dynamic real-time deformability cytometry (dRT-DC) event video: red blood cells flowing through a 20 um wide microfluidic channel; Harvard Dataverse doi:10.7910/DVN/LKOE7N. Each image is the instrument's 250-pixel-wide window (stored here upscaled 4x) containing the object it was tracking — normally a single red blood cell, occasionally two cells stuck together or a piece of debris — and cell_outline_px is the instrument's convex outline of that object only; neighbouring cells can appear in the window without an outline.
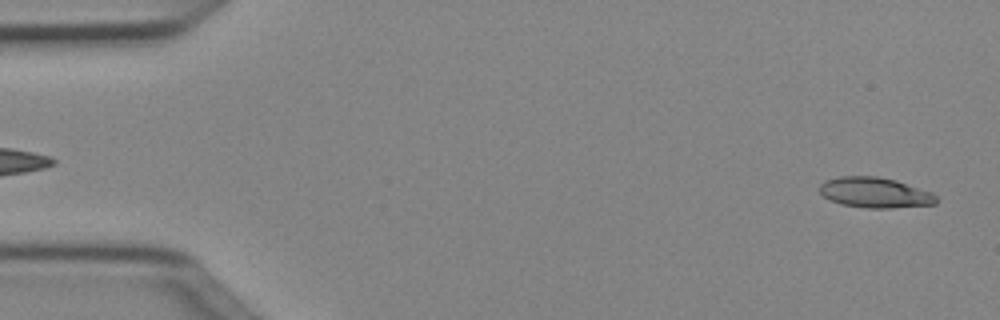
{"species": "Egyptian fruit bat (a non-hibernating species)", "species_latin": "Rousettus aegyptiacus", "temperature_condition": "cold", "stored_images_in_passage": 5, "segment_of_instrument_passage": [2, 2], "camera_frame_rate_fps": 3000, "um_per_image_px": 0.085, "animal": {"sex": "female"}, "frame": {"image": 1, "passage_image": 5, "time_ms": 1.333, "image_size_px": [1000, 320], "cell_outline_px": [[936, 204], [892, 208], [868, 208], [840, 204], [828, 200], [820, 192], [820, 184], [824, 180], [840, 176], [876, 176], [896, 180], [932, 192], [936, 196]], "centroid_in_image_um": [74.35, 16.37], "position_along_channel_um": 10.7, "area_um2": 20.75}}